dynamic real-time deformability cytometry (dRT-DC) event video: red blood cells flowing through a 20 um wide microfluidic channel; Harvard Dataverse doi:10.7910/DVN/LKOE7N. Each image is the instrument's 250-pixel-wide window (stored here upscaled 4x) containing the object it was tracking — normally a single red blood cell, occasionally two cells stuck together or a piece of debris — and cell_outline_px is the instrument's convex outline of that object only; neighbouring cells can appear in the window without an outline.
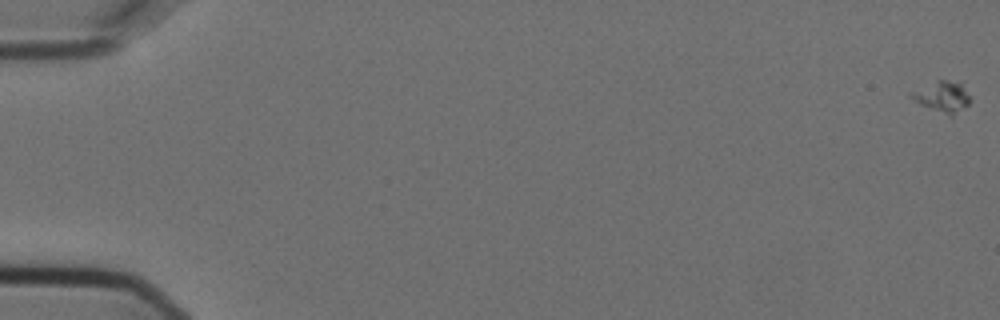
{"species": "Egyptian fruit bat (a non-hibernating species)", "species_latin": "Rousettus aegyptiacus", "temperature_condition": "cold", "stored_images_in_passage": 10, "camera_frame_rate_fps": 3000, "um_per_image_px": 0.085, "animal": {"sex": "female"}, "frame": {"image": 1, "passage_image": 1, "time_ms": 0.0, "image_size_px": [1000, 320], "cell_outline_px": [[968, 104], [952, 116], [920, 104], [908, 96], [912, 92], [940, 80], [960, 80], [968, 96]], "centroid_in_image_um": [80.12, 8.2], "position_along_channel_um": 4.9, "area_um2": 10.06}}